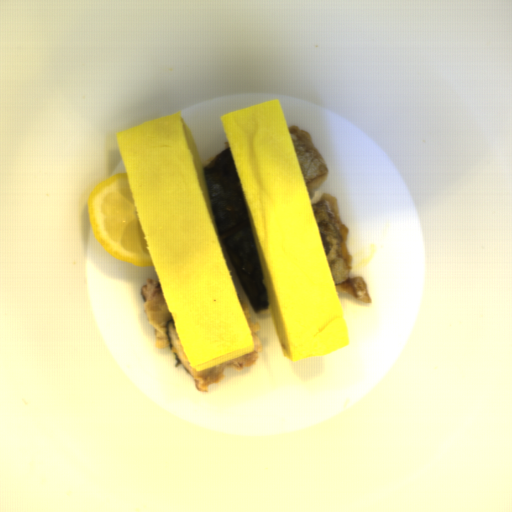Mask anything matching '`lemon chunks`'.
<instances>
[{"instance_id":"lemon-chunks-1","label":"lemon chunks","mask_w":512,"mask_h":512,"mask_svg":"<svg viewBox=\"0 0 512 512\" xmlns=\"http://www.w3.org/2000/svg\"><path fill=\"white\" fill-rule=\"evenodd\" d=\"M89 220L105 253L137 267H154L127 172L109 176L88 195Z\"/></svg>"}]
</instances>
